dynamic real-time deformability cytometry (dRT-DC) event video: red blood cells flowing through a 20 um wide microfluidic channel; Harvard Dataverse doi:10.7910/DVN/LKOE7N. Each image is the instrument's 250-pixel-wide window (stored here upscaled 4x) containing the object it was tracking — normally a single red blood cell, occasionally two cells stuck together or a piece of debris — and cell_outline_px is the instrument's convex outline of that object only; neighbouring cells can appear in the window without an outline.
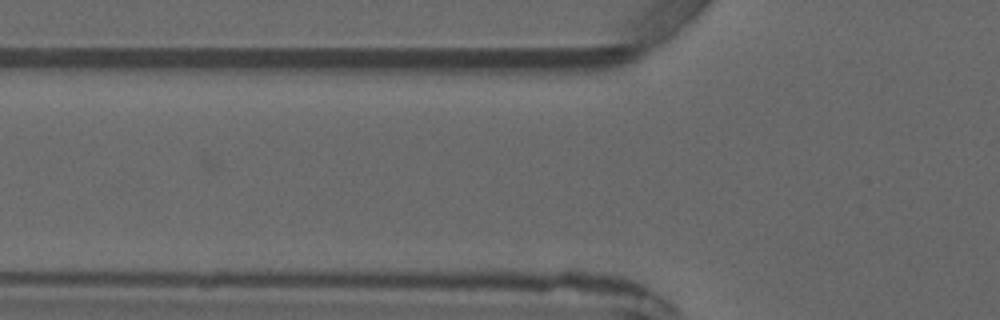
{"species": "common noctule bat (a hibernating species)", "species_latin": "Nyctalus noctula", "temperature_condition": "warm", "stored_images_in_passage": 6, "camera_frame_rate_fps": 3000, "um_per_image_px": 0.085, "animal": {"sex": "male", "forearm_length_mm": 52.5}, "frame": {"image": 1, "passage_image": 5, "time_ms": 6.333, "image_size_px": [1000, 320], "cell_outline_px": [[608, 288], [432, 288], [404, 284], [408, 280], [484, 268], [500, 268], [568, 272]], "centroid_in_image_um": [42.92, 23.78], "position_along_channel_um": 82.9, "area_um2": 20.92}}